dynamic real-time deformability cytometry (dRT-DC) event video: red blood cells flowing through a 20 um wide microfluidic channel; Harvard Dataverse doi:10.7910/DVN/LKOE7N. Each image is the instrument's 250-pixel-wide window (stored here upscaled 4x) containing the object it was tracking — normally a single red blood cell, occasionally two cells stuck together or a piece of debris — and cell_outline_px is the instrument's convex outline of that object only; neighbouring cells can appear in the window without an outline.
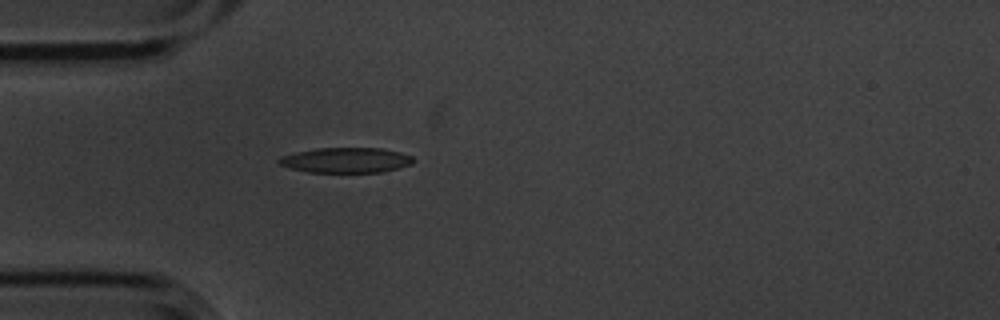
{"species": "common noctule bat (a hibernating species)", "species_latin": "Nyctalus noctula", "temperature_condition": "cold", "stored_images_in_passage": 1, "camera_frame_rate_fps": 3000, "um_per_image_px": 0.085, "animal": {"sex": "male", "body_mass_g": 20.1, "forearm_length_mm": 53.5}, "frame": {"image": 1, "passage_image": 1, "time_ms": 0.0, "image_size_px": [1000, 320], "cell_outline_px": [[416, 160], [412, 164], [380, 172], [308, 172], [292, 168], [280, 164], [276, 160], [280, 156], [296, 152], [316, 148], [384, 148], [400, 152], [412, 156]], "centroid_in_image_um": [29.42, 13.6], "position_along_channel_um": 55.6, "area_um2": 19.71}}